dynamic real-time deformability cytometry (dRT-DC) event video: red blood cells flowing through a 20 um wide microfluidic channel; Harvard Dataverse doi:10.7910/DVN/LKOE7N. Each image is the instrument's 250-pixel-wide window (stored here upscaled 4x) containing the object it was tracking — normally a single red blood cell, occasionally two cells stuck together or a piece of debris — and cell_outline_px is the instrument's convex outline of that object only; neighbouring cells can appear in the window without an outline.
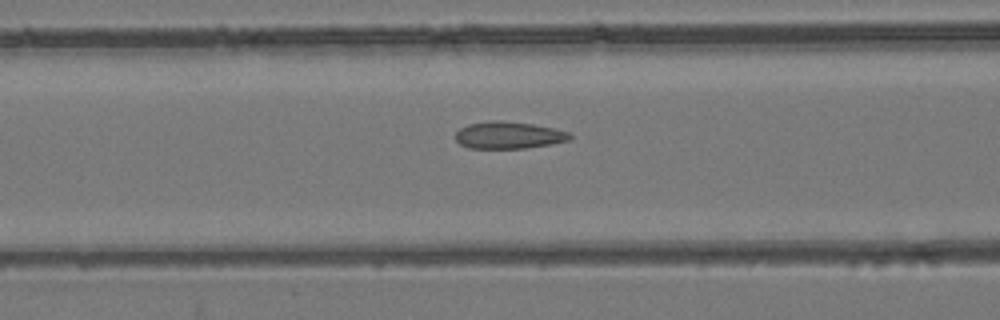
{"species": "common noctule bat (a hibernating species)", "species_latin": "Nyctalus noctula", "temperature_condition": "room temperature", "stored_images_in_passage": 33, "camera_frame_rate_fps": 3000, "um_per_image_px": 0.085, "animal": {"sex": "female", "body_mass_g": 24.6, "forearm_length_mm": 56.2}, "frame": {"image": 1, "passage_image": 8, "time_ms": 2.333, "image_size_px": [1000, 320], "cell_outline_px": [[572, 136], [568, 140], [548, 144], [524, 148], [468, 148], [460, 144], [456, 140], [456, 132], [460, 128], [468, 124], [492, 120], [500, 120], [532, 124], [552, 128], [568, 132]], "centroid_in_image_um": [43.18, 11.48], "position_along_channel_um": 123.4, "area_um2": 17.8}}
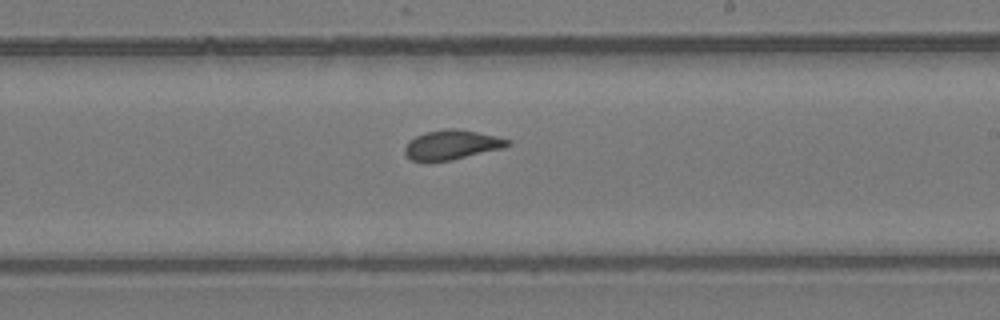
{"frame": {"image": 2, "passage_image": 18, "time_ms": 5.667, "image_size_px": [1000, 320], "cell_outline_px": [[512, 144], [500, 148], [452, 160], [412, 160], [404, 152], [404, 148], [408, 140], [424, 132], [444, 128], [456, 128], [476, 132], [512, 140]], "centroid_in_image_um": [38.38, 12.28], "position_along_channel_um": 250.6, "area_um2": 17.4}}
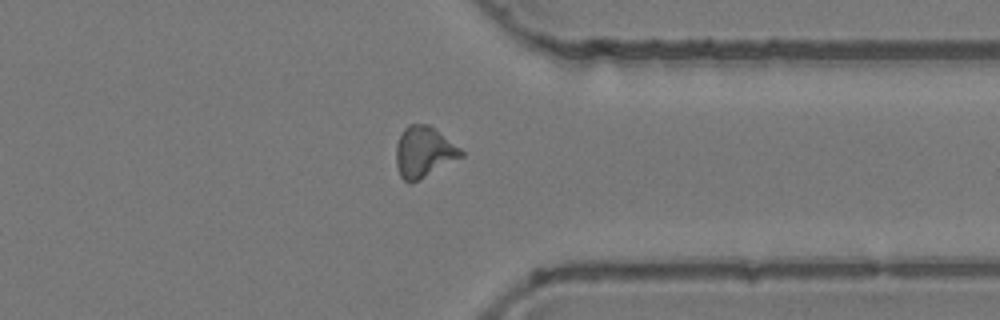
{"frame": {"image": 3, "passage_image": 28, "time_ms": 9.0, "image_size_px": [1000, 320], "cell_outline_px": [[464, 156], [416, 180], [404, 180], [400, 176], [396, 164], [396, 144], [404, 128], [408, 124], [428, 124], [460, 148], [464, 152]], "centroid_in_image_um": [36.01, 12.88], "position_along_channel_um": 375.4, "area_um2": 18.73}, "authors_computed_cell_mechanics": {"area_um2": 17.918, "velocity_mm_per_s": 3.8583, "shape_relaxation_time_tau1_ms": 7.0701, "shape_relaxation_time_tau2_ms": 0.8058, "deformation_change_tau1": 0.1538, "deformation_change_tau2": 0.0615}}